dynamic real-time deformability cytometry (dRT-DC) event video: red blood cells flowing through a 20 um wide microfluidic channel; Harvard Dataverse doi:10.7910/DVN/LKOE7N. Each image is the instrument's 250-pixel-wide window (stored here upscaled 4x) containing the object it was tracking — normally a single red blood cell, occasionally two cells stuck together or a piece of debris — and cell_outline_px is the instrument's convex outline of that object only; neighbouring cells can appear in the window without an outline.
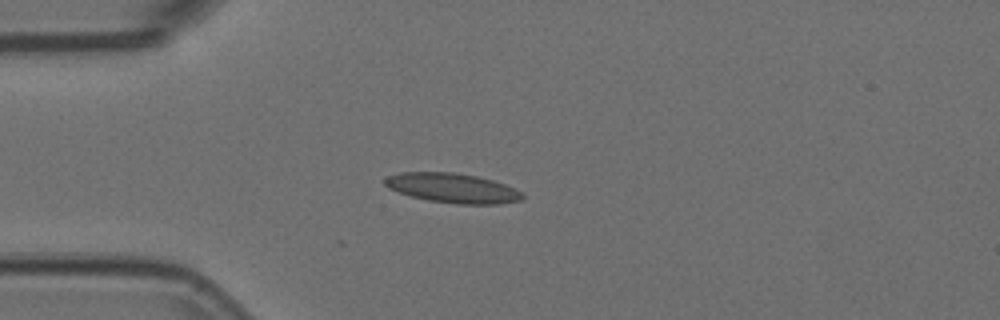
{"species": "Egyptian fruit bat (a non-hibernating species)", "species_latin": "Rousettus aegyptiacus", "temperature_condition": "room temperature", "stored_images_in_passage": 41, "camera_frame_rate_fps": 3000, "um_per_image_px": 0.085, "animal": {"sex": "female"}, "frame": {"image": 1, "passage_image": 1, "time_ms": 0.0, "image_size_px": [1000, 320], "cell_outline_px": [[524, 196], [520, 200], [500, 204], [456, 204], [428, 200], [412, 196], [388, 188], [384, 184], [384, 180], [388, 176], [400, 172], [452, 172], [476, 176], [492, 180], [516, 188], [524, 192]], "centroid_in_image_um": [38.49, 15.98], "position_along_channel_um": 46.5, "area_um2": 23.7}}
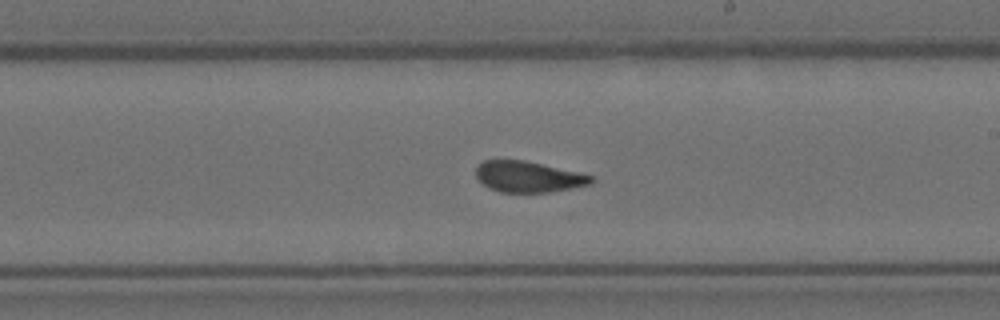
{"frame": {"image": 2, "passage_image": 18, "time_ms": 5.667, "image_size_px": [1000, 320], "cell_outline_px": [[596, 180], [592, 184], [572, 188], [548, 192], [500, 192], [488, 188], [476, 176], [476, 168], [484, 160], [524, 160], [580, 172], [596, 176]], "centroid_in_image_um": [44.97, 15.02], "position_along_channel_um": 244.0, "area_um2": 20.92}}
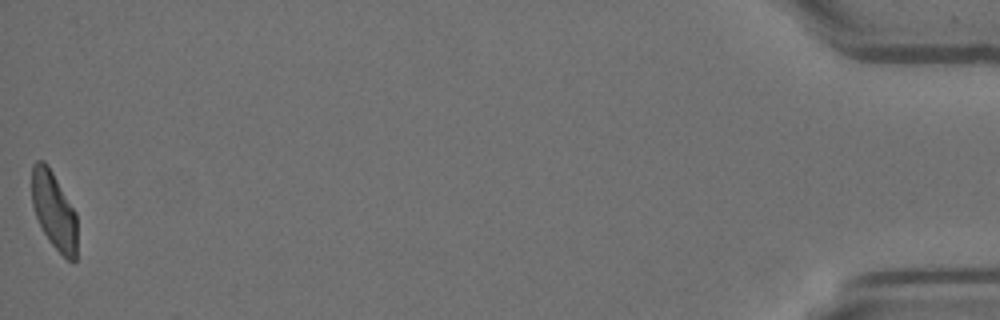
{"frame": {"image": 3, "passage_image": 41, "time_ms": 13.333, "image_size_px": [1000, 320], "cell_outline_px": [[76, 260], [68, 260], [48, 240], [36, 216], [32, 204], [32, 164], [36, 160], [44, 160], [48, 164], [76, 212]], "centroid_in_image_um": [4.58, 17.85], "position_along_channel_um": 430.6, "area_um2": 20.35}, "authors_computed_cell_mechanics": {"area_um2": 22.0796, "velocity_mm_per_s": 3.7347, "shape_relaxation_time_tau1_ms": 5.5105, "shape_relaxation_time_tau2_ms": 0.9524, "deformation_change_tau1": 0.1349, "deformation_change_tau2": 0.0602}}